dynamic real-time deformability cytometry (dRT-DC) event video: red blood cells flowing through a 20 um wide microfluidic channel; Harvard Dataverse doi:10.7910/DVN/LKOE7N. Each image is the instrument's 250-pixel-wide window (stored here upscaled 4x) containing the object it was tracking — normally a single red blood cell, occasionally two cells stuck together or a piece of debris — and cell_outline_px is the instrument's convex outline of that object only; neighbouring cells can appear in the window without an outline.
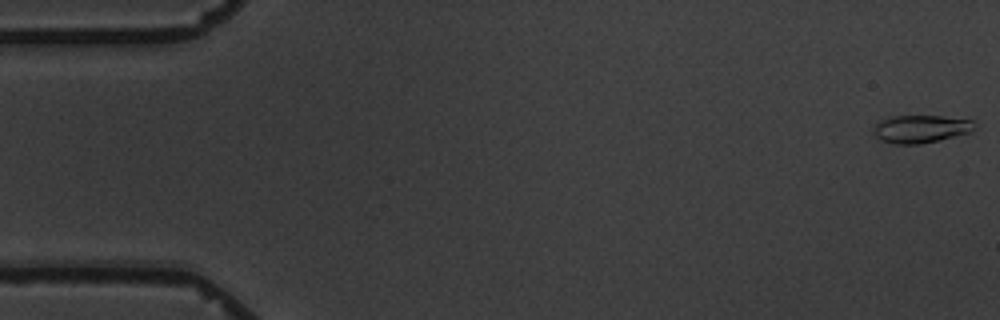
{"species": "common noctule bat (a hibernating species)", "species_latin": "Nyctalus noctula", "temperature_condition": "warm", "stored_images_in_passage": 6, "camera_frame_rate_fps": 3000, "um_per_image_px": 0.085, "animal": {"sex": "male", "body_mass_g": 19.5, "forearm_length_mm": 54.6}, "frame": {"image": 1, "passage_image": 1, "time_ms": 0.0, "image_size_px": [1000, 320], "cell_outline_px": [[976, 124], [972, 132], [940, 140], [920, 144], [892, 144], [880, 140], [872, 132], [872, 128], [880, 120], [892, 116], [940, 116], [972, 120]], "centroid_in_image_um": [78.25, 10.97], "position_along_channel_um": 6.8, "area_um2": 16.53}}